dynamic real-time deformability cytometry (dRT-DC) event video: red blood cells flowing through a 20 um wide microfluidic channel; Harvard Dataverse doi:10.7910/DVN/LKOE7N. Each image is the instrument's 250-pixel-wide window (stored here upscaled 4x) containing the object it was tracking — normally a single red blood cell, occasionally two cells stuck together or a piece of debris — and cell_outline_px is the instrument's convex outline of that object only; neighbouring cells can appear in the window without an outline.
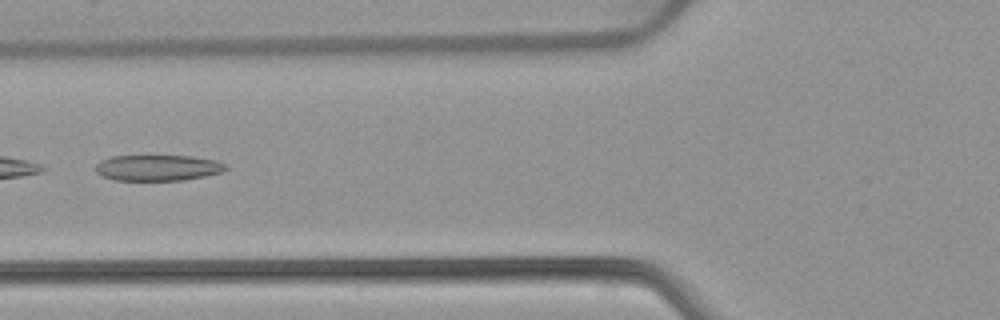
{"species": "common noctule bat (a hibernating species)", "species_latin": "Nyctalus noctula", "temperature_condition": "warm", "stored_images_in_passage": 6, "camera_frame_rate_fps": 3000, "um_per_image_px": 0.085, "animal": {"sex": "female", "body_mass_g": 22.7, "forearm_length_mm": 54.2}, "frame": {"image": 1, "passage_image": 6, "time_ms": 6.0, "image_size_px": [1000, 320], "cell_outline_px": [[228, 168], [224, 172], [184, 180], [116, 180], [100, 176], [96, 172], [96, 164], [100, 160], [112, 156], [192, 156], [216, 160], [228, 164]], "centroid_in_image_um": [13.44, 14.26], "position_along_channel_um": 112.4, "area_um2": 19.83}}